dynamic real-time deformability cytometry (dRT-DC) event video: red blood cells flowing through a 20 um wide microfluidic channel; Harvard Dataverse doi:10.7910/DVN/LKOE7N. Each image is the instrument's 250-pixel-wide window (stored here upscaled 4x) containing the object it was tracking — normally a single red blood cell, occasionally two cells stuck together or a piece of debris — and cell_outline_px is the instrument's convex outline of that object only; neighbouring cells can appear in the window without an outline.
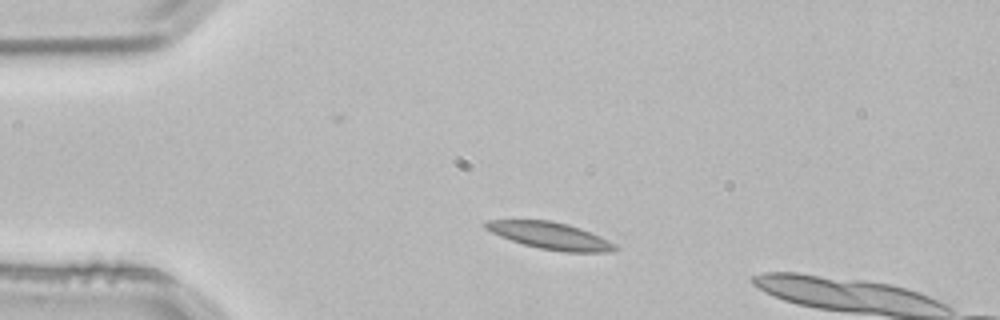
{"species": "common noctule bat (a hibernating species)", "species_latin": "Nyctalus noctula", "temperature_condition": "room temperature", "stored_images_in_passage": 2, "camera_frame_rate_fps": 3000, "um_per_image_px": 0.085, "animal": {"sex": "male", "body_mass_g": 21.5, "forearm_length_mm": 52.0}, "frame": {"image": 1, "passage_image": 1, "time_ms": 0.0, "image_size_px": [1000, 320], "cell_outline_px": [[620, 248], [612, 252], [564, 252], [540, 248], [524, 244], [500, 236], [484, 228], [484, 220], [548, 220], [568, 224], [580, 228], [600, 236], [616, 244]], "centroid_in_image_um": [46.8, 20.04], "position_along_channel_um": 38.2, "area_um2": 20.29}}